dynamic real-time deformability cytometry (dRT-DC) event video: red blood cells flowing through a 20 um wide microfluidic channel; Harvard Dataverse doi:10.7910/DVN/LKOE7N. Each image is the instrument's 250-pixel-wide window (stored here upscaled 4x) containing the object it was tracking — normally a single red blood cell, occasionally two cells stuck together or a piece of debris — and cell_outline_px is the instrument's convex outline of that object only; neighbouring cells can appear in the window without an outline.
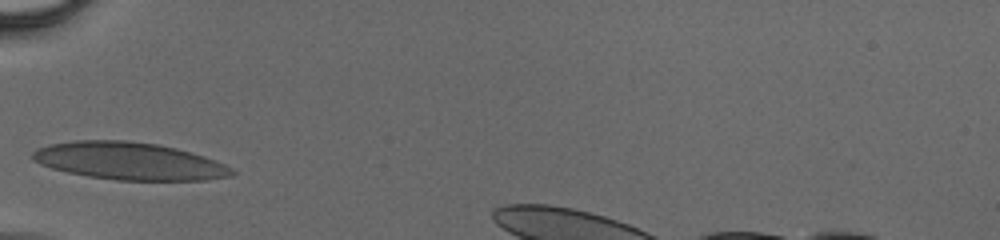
{"species": "human", "species_latin": "Homo sapiens", "temperature_condition": "cold", "stored_images_in_passage": 27, "camera_frame_rate_fps": 3000, "um_per_image_px": 0.085, "donor": {"sex": "male"}, "frame": {"image": 1, "passage_image": 1, "time_ms": 0.0, "image_size_px": [1000, 240], "cell_outline_px": [[236, 172], [232, 176], [204, 180], [116, 180], [88, 176], [68, 172], [52, 168], [40, 164], [32, 160], [32, 152], [36, 148], [52, 144], [76, 140], [124, 140], [156, 144], [176, 148], [204, 156], [224, 164], [232, 168]], "centroid_in_image_um": [10.98, 13.69], "position_along_channel_um": 74.0, "area_um2": 43.35}}
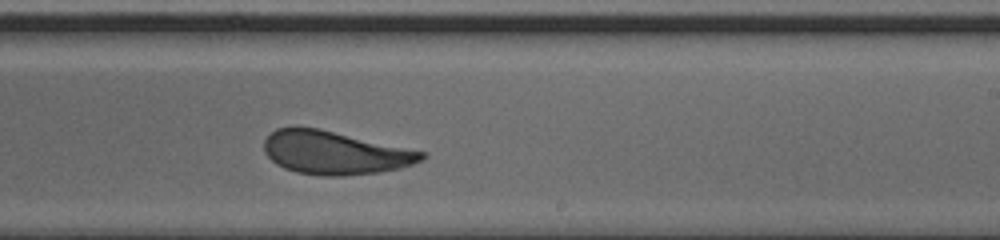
{"frame": {"image": 2, "passage_image": 16, "time_ms": 5.0, "image_size_px": [1000, 240], "cell_outline_px": [[424, 156], [420, 160], [412, 164], [400, 168], [380, 172], [344, 176], [320, 176], [296, 172], [284, 168], [276, 164], [264, 152], [264, 140], [276, 128], [320, 128], [424, 152]], "centroid_in_image_um": [28.42, 12.99], "position_along_channel_um": 260.6, "area_um2": 39.36}}
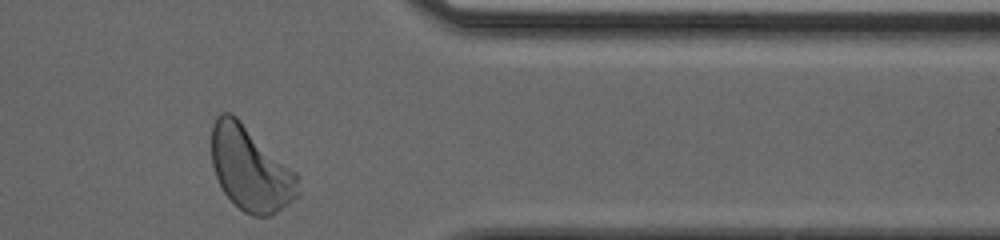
{"frame": {"image": 3, "passage_image": 27, "time_ms": 8.667, "image_size_px": [1000, 240], "cell_outline_px": [[300, 196], [272, 216], [252, 216], [244, 212], [224, 192], [216, 176], [212, 164], [212, 124], [216, 116], [220, 112], [232, 112], [296, 172], [300, 176]], "centroid_in_image_um": [21.33, 14.35], "position_along_channel_um": 390.1, "area_um2": 42.83}}